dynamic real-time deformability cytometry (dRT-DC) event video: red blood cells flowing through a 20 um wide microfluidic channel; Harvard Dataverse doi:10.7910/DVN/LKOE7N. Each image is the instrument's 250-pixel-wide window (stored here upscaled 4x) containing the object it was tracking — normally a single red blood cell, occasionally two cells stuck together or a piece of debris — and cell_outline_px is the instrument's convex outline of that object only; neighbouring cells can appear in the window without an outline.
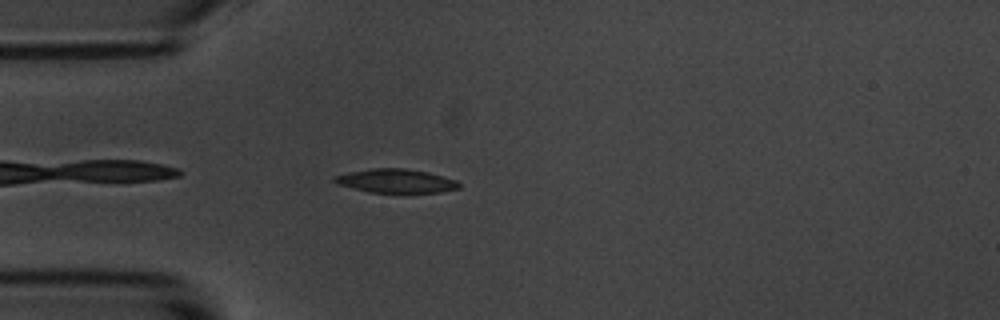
{"species": "common noctule bat (a hibernating species)", "species_latin": "Nyctalus noctula", "temperature_condition": "room temperature", "stored_images_in_passage": 38, "camera_frame_rate_fps": 3000, "um_per_image_px": 0.085, "animal": {"sex": "male", "body_mass_g": 20.1, "forearm_length_mm": 53.5}, "frame": {"image": 1, "passage_image": 3, "time_ms": 0.667, "image_size_px": [1000, 320], "cell_outline_px": [[460, 188], [440, 192], [368, 192], [336, 184], [332, 180], [332, 176], [348, 172], [372, 168], [404, 168], [428, 172], [456, 180], [460, 184]], "centroid_in_image_um": [33.6, 15.37], "position_along_channel_um": 51.4, "area_um2": 17.28}}
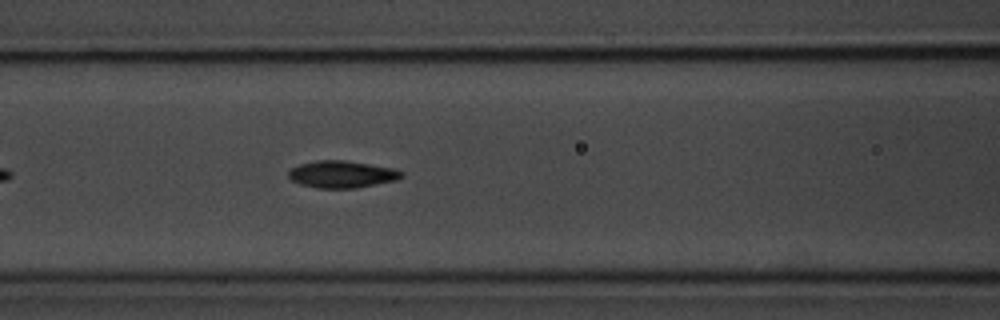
{"frame": {"image": 2, "passage_image": 11, "time_ms": 3.333, "image_size_px": [1000, 320], "cell_outline_px": [[404, 176], [396, 180], [356, 188], [316, 188], [300, 184], [292, 180], [288, 176], [288, 172], [292, 168], [300, 164], [316, 160], [344, 160], [392, 168], [404, 172]], "centroid_in_image_um": [29.05, 14.81], "position_along_channel_um": 137.5, "area_um2": 17.74}}
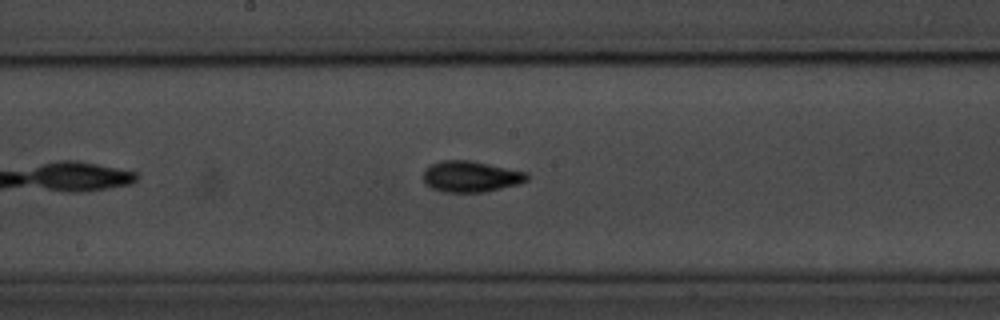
{"frame": {"image": 3, "passage_image": 17, "time_ms": 5.333, "image_size_px": [1000, 320], "cell_outline_px": [[528, 180], [520, 184], [484, 192], [444, 192], [432, 188], [424, 184], [424, 168], [432, 164], [444, 160], [468, 160], [528, 172]], "centroid_in_image_um": [40.02, 15.01], "position_along_channel_um": 208.2, "area_um2": 18.79}, "authors_computed_cell_mechanics": {"area_um2": 17.7446, "velocity_mm_per_s": 3.5307, "shape_relaxation_time_tau1_ms": 2.8445, "shape_relaxation_time_tau2_ms": 2.6938, "deformation_change_tau1": 0.1356, "deformation_change_tau2": 0.0815}}